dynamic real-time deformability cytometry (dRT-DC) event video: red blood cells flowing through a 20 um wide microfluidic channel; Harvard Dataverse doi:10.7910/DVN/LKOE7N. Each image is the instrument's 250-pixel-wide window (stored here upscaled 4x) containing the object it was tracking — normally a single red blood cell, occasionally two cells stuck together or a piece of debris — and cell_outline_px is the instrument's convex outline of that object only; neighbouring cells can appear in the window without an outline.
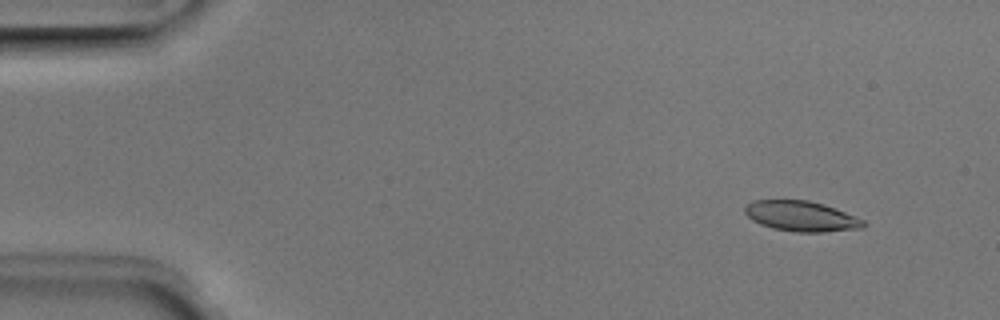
{"species": "Egyptian fruit bat (a non-hibernating species)", "species_latin": "Rousettus aegyptiacus", "temperature_condition": "room temperature", "stored_images_in_passage": 3, "camera_frame_rate_fps": 3000, "um_per_image_px": 0.085, "animal": {"sex": "male"}, "frame": {"image": 1, "passage_image": 2, "time_ms": 0.333, "image_size_px": [1000, 320], "cell_outline_px": [[868, 224], [864, 228], [824, 232], [796, 232], [772, 228], [760, 224], [752, 220], [744, 212], [744, 208], [752, 200], [808, 200], [824, 204], [836, 208], [856, 216], [864, 220]], "centroid_in_image_um": [68.14, 18.38], "position_along_channel_um": 16.9, "area_um2": 21.15}}